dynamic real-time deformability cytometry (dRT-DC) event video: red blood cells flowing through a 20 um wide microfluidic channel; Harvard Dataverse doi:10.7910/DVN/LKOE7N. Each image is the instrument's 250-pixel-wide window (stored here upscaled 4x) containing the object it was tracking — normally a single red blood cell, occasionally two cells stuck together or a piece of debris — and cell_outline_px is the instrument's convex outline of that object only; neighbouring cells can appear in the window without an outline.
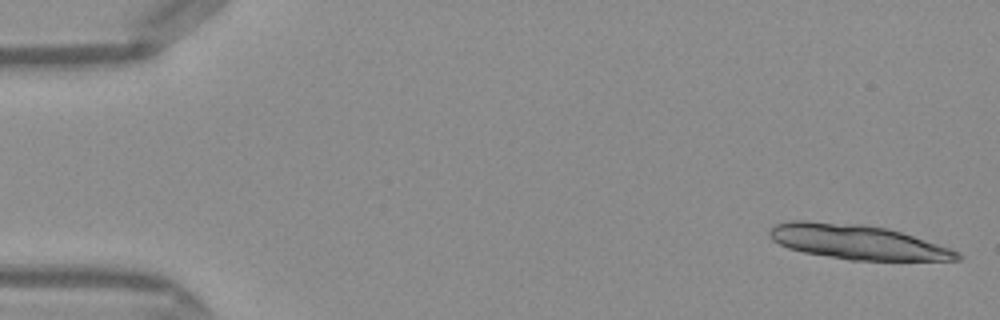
{"species": "Egyptian fruit bat (a non-hibernating species)", "species_latin": "Rousettus aegyptiacus", "temperature_condition": "warm", "stored_images_in_passage": 13, "camera_frame_rate_fps": 3000, "um_per_image_px": 0.085, "frame": {"image": 1, "passage_image": 1, "time_ms": 0.0, "image_size_px": [1000, 320], "cell_outline_px": [[960, 260], [848, 260], [804, 252], [788, 248], [772, 240], [768, 236], [768, 232], [776, 224], [792, 220], [804, 220], [860, 224], [884, 228], [900, 232], [960, 252]], "centroid_in_image_um": [72.8, 20.57], "position_along_channel_um": 12.2, "area_um2": 37.34}}